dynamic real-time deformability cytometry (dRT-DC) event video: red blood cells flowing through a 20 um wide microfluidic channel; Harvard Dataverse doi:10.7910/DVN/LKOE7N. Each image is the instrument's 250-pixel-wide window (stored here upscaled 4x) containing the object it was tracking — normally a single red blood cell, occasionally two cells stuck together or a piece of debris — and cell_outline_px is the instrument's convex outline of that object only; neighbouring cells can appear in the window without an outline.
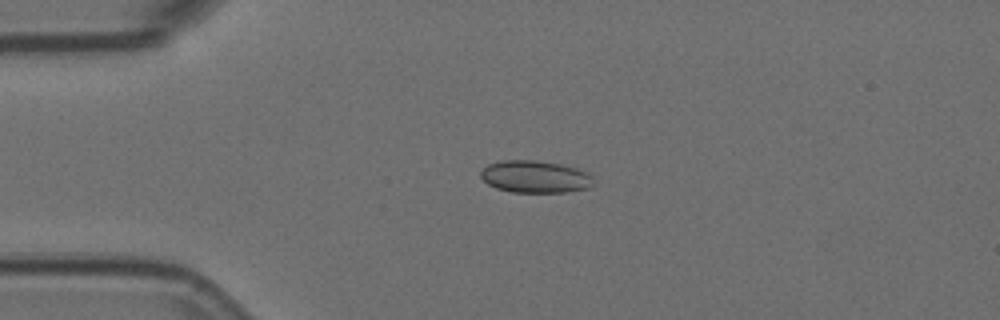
{"species": "Egyptian fruit bat (a non-hibernating species)", "species_latin": "Rousettus aegyptiacus", "temperature_condition": "room temperature", "stored_images_in_passage": 3, "camera_frame_rate_fps": 3000, "um_per_image_px": 0.085, "animal": {"sex": "female"}, "frame": {"image": 1, "passage_image": 2, "time_ms": 0.333, "image_size_px": [1000, 320], "cell_outline_px": [[592, 184], [588, 188], [568, 192], [512, 192], [496, 188], [488, 184], [480, 176], [480, 172], [488, 164], [500, 160], [536, 160], [560, 164], [576, 168], [588, 172], [592, 176]], "centroid_in_image_um": [45.48, 15.02], "position_along_channel_um": 39.5, "area_um2": 21.21}}